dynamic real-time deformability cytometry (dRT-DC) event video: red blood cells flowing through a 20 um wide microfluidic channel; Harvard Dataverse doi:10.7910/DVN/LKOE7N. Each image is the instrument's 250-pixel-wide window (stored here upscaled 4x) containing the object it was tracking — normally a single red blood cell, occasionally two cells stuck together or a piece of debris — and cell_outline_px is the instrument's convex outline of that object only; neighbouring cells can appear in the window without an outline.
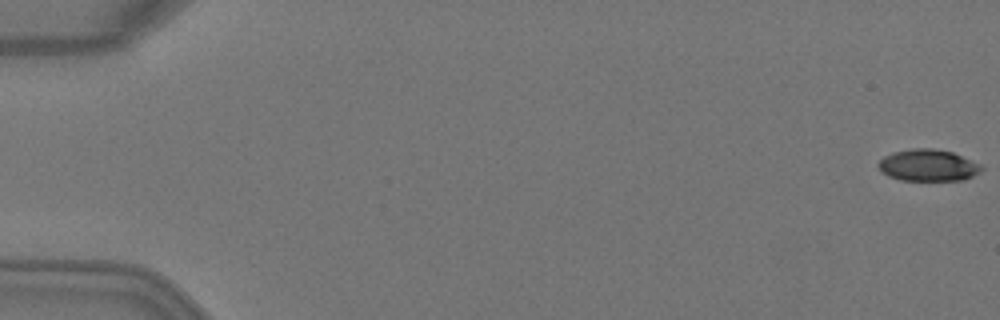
{"species": "Egyptian fruit bat (a non-hibernating species)", "species_latin": "Rousettus aegyptiacus", "temperature_condition": "warm", "stored_images_in_passage": 4, "camera_frame_rate_fps": 3000, "um_per_image_px": 0.085, "animal": {"sex": "female"}, "frame": {"image": 1, "passage_image": 1, "time_ms": 0.0, "image_size_px": [1000, 320], "cell_outline_px": [[984, 168], [980, 172], [964, 180], [900, 180], [888, 176], [880, 172], [876, 164], [884, 156], [892, 152], [912, 148], [932, 148], [952, 152], [980, 164]], "centroid_in_image_um": [78.85, 14.05], "position_along_channel_um": 6.2, "area_um2": 19.19}}